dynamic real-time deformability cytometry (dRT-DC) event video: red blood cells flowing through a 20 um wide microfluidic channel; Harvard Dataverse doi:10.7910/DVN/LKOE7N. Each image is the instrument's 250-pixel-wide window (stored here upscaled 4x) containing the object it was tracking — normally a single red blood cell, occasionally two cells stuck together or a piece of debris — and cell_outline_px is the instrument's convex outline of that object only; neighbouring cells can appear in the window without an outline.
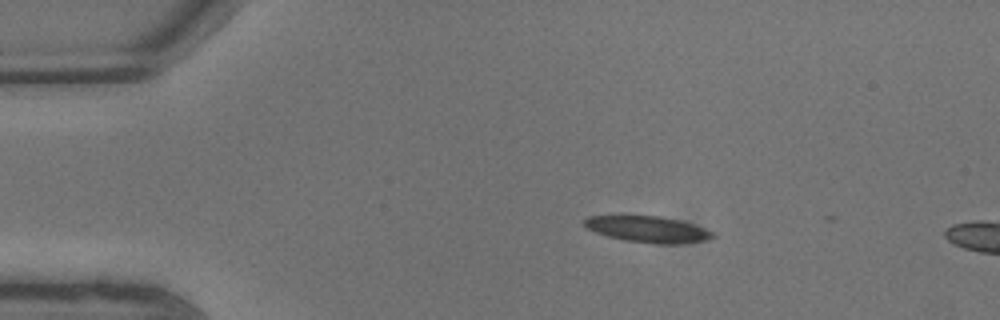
{"species": "common noctule bat (a hibernating species)", "species_latin": "Nyctalus noctula", "temperature_condition": "warm", "stored_images_in_passage": 3, "camera_frame_rate_fps": 3000, "um_per_image_px": 0.085, "animal": {"sex": "male", "body_mass_g": 13.3}, "frame": {"image": 1, "passage_image": 1, "time_ms": 0.0, "image_size_px": [1000, 320], "cell_outline_px": [[716, 236], [704, 240], [672, 244], [660, 244], [624, 240], [608, 236], [596, 232], [588, 228], [584, 224], [584, 220], [588, 216], [660, 216], [680, 220], [704, 228], [712, 232]], "centroid_in_image_um": [55.06, 19.48], "position_along_channel_um": 29.9, "area_um2": 19.25}}